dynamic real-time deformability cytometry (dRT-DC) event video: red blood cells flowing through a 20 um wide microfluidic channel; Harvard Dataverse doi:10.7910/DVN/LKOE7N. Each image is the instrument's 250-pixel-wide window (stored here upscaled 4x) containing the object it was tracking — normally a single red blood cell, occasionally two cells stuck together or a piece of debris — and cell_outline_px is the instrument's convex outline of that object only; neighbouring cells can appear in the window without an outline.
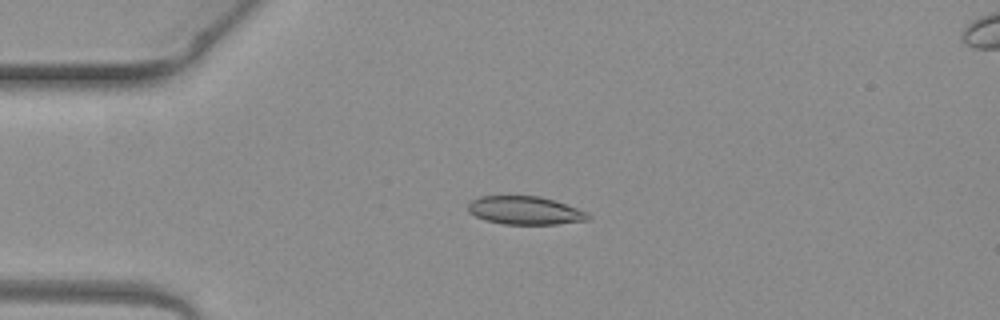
{"species": "common noctule bat (a hibernating species)", "species_latin": "Nyctalus noctula", "temperature_condition": "warm", "stored_images_in_passage": 3, "camera_frame_rate_fps": 3000, "um_per_image_px": 0.085, "animal": {"sex": "female", "body_mass_g": 19.3, "forearm_length_mm": 54.1}, "frame": {"image": 1, "passage_image": 2, "time_ms": 0.333, "image_size_px": [1000, 320], "cell_outline_px": [[592, 216], [588, 220], [556, 224], [504, 224], [488, 220], [476, 216], [468, 212], [468, 204], [472, 200], [480, 196], [540, 196], [588, 212]], "centroid_in_image_um": [44.63, 17.89], "position_along_channel_um": 40.4, "area_um2": 19.54}}